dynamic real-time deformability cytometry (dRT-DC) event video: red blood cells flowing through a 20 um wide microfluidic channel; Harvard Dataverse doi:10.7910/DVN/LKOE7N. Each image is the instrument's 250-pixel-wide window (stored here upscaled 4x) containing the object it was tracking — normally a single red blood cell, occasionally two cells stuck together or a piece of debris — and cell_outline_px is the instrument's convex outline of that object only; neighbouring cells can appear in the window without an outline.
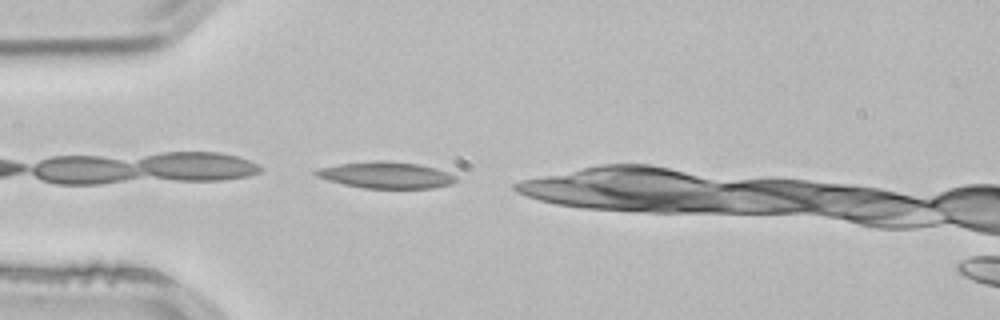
{"species": "common noctule bat (a hibernating species)", "species_latin": "Nyctalus noctula", "temperature_condition": "room temperature", "stored_images_in_passage": 1, "camera_frame_rate_fps": 3000, "um_per_image_px": 0.085, "animal": {"sex": "male", "body_mass_g": 21.5, "forearm_length_mm": 52.0}, "frame": {"image": 1, "passage_image": 1, "time_ms": 0.0, "image_size_px": [1000, 320], "cell_outline_px": [[456, 180], [452, 184], [432, 188], [364, 188], [344, 184], [328, 180], [316, 176], [312, 172], [316, 168], [340, 164], [376, 160], [384, 160], [420, 164], [436, 168], [448, 172], [456, 176]], "centroid_in_image_um": [32.81, 14.87], "position_along_channel_um": 52.2, "area_um2": 21.68}}